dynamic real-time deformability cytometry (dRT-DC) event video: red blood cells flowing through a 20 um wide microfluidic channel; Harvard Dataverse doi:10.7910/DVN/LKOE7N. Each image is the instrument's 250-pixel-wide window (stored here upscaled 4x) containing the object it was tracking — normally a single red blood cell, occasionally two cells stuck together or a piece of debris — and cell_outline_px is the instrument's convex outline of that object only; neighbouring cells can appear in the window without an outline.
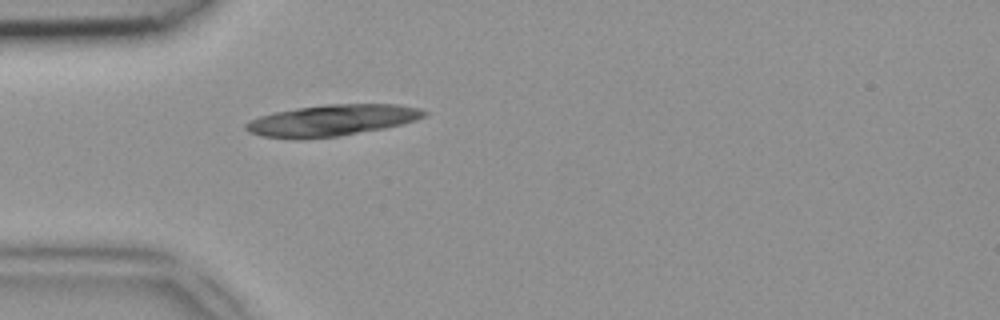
{"species": "common noctule bat (a hibernating species)", "species_latin": "Nyctalus noctula", "temperature_condition": "room temperature", "stored_images_in_passage": 36, "camera_frame_rate_fps": 3000, "um_per_image_px": 0.085, "animal": {"sex": "female", "body_mass_g": 18.4}, "frame": {"image": 1, "passage_image": 3, "time_ms": 0.667, "image_size_px": [1000, 320], "cell_outline_px": [[428, 112], [424, 116], [416, 120], [384, 128], [340, 136], [260, 136], [248, 132], [244, 128], [244, 124], [260, 116], [276, 112], [300, 108], [328, 104], [396, 104], [420, 108]], "centroid_in_image_um": [28.29, 10.19], "position_along_channel_um": 56.7, "area_um2": 31.33}}